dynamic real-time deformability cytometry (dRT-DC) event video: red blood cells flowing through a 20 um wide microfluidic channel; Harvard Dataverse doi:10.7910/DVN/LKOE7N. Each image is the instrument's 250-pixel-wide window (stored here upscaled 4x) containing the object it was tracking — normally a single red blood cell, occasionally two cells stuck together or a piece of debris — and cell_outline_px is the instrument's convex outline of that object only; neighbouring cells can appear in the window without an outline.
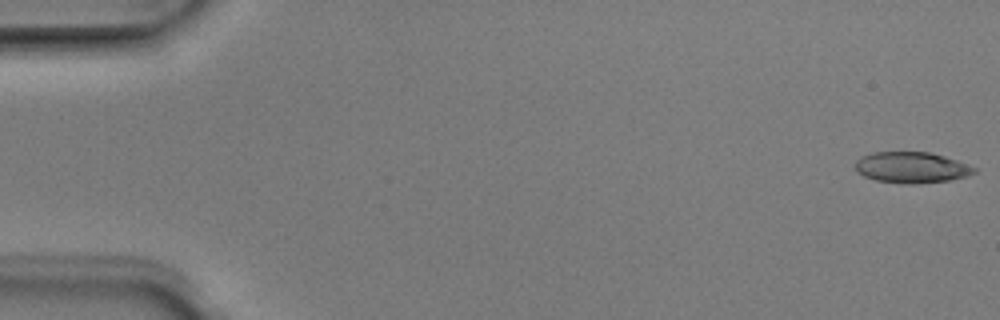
{"species": "Egyptian fruit bat (a non-hibernating species)", "species_latin": "Rousettus aegyptiacus", "temperature_condition": "room temperature", "stored_images_in_passage": 5, "camera_frame_rate_fps": 3000, "um_per_image_px": 0.085, "animal": {"sex": "male"}, "frame": {"image": 1, "passage_image": 1, "time_ms": 0.0, "image_size_px": [1000, 320], "cell_outline_px": [[976, 172], [968, 176], [948, 180], [912, 184], [904, 184], [876, 180], [864, 176], [856, 172], [856, 160], [860, 156], [872, 152], [932, 152], [956, 160], [976, 168]], "centroid_in_image_um": [77.45, 14.23], "position_along_channel_um": 7.5, "area_um2": 21.5}}
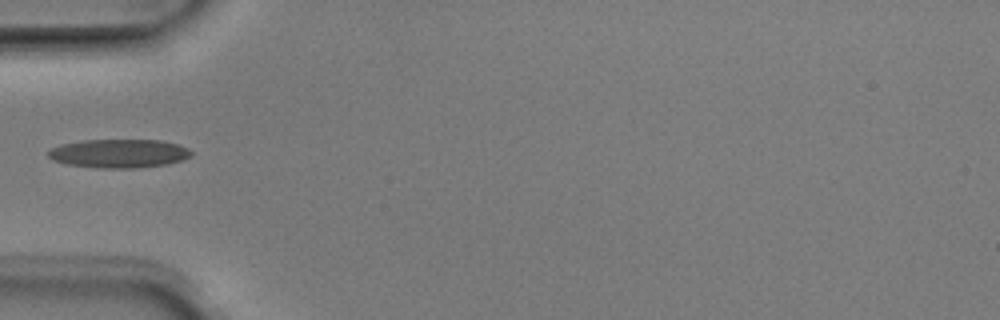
{"frame": {"image": 2, "passage_image": 5, "time_ms": 1.333, "image_size_px": [1000, 320], "cell_outline_px": [[192, 156], [184, 160], [168, 164], [136, 168], [100, 168], [68, 164], [52, 160], [48, 156], [48, 152], [52, 148], [60, 144], [84, 140], [160, 140], [176, 144], [188, 148], [192, 152]], "centroid_in_image_um": [10.13, 13.05], "position_along_channel_um": 74.9, "area_um2": 23.93}}